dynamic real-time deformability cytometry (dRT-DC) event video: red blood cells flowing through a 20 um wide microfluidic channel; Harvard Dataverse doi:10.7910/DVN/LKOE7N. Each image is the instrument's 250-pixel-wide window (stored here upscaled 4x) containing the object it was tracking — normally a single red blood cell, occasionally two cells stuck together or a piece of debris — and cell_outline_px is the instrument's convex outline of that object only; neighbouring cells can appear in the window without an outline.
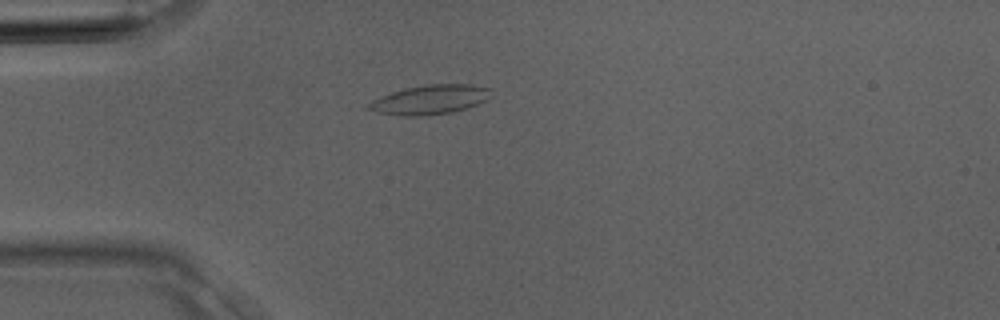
{"species": "Egyptian fruit bat (a non-hibernating species)", "species_latin": "Rousettus aegyptiacus", "temperature_condition": "room temperature", "stored_images_in_passage": 2, "camera_frame_rate_fps": 3000, "um_per_image_px": 0.085, "animal": {"sex": "male"}, "frame": {"image": 1, "passage_image": 2, "time_ms": 0.333, "image_size_px": [1000, 320], "cell_outline_px": [[492, 96], [488, 100], [480, 104], [468, 108], [452, 112], [420, 116], [404, 116], [376, 112], [368, 108], [368, 104], [372, 100], [392, 92], [404, 88], [424, 84], [472, 84], [492, 88]], "centroid_in_image_um": [36.63, 8.46], "position_along_channel_um": 48.4, "area_um2": 21.21}}